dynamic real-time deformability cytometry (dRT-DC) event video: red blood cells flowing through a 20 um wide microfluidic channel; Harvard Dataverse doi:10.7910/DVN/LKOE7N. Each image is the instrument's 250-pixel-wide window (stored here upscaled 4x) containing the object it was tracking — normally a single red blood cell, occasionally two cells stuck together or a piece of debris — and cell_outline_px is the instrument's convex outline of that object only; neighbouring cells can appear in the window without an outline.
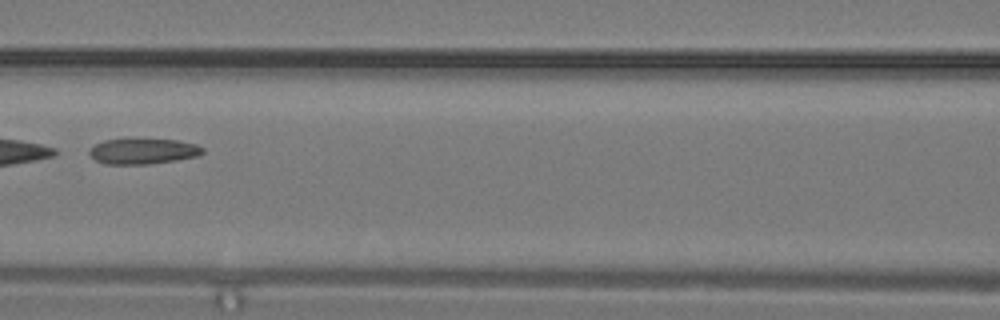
{"species": "common noctule bat (a hibernating species)", "species_latin": "Nyctalus noctula", "temperature_condition": "warm", "stored_images_in_passage": 5, "camera_frame_rate_fps": 3000, "um_per_image_px": 0.085, "animal": {"sex": "male", "body_mass_g": 19.2, "forearm_length_mm": 51.8}, "frame": {"image": 1, "passage_image": 4, "time_ms": 1.0, "image_size_px": [1000, 320], "cell_outline_px": [[204, 152], [200, 156], [176, 160], [148, 164], [104, 164], [96, 160], [88, 152], [96, 144], [104, 140], [132, 136], [176, 140], [196, 144], [204, 148]], "centroid_in_image_um": [12.18, 12.81], "position_along_channel_um": 154.4, "area_um2": 17.63}}